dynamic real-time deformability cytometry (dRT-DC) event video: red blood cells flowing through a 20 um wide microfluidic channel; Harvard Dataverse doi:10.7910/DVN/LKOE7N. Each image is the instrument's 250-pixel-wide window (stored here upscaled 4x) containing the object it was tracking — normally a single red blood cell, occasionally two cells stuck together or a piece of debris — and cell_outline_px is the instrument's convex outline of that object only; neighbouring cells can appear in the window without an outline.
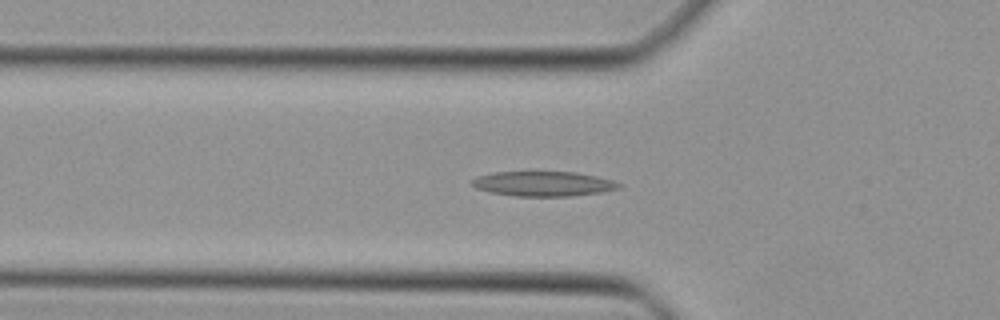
{"species": "Egyptian fruit bat (a non-hibernating species)", "species_latin": "Rousettus aegyptiacus", "temperature_condition": "cold", "stored_images_in_passage": 38, "segment_of_instrument_passage": [1, 2], "camera_frame_rate_fps": 3000, "um_per_image_px": 0.085, "animal": {"sex": "female"}, "frame": {"image": 1, "passage_image": 10, "time_ms": 3.0, "image_size_px": [1000, 320], "cell_outline_px": [[620, 188], [600, 192], [568, 196], [516, 196], [492, 192], [476, 188], [472, 184], [472, 180], [476, 176], [496, 172], [576, 172], [596, 176], [612, 180], [620, 184]], "centroid_in_image_um": [46.17, 15.61], "position_along_channel_um": 79.6, "area_um2": 20.98}}
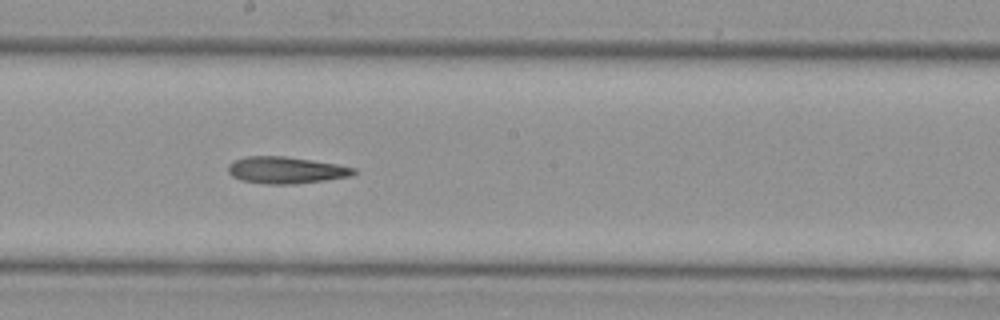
{"frame": {"image": 2, "passage_image": 20, "time_ms": 6.333, "image_size_px": [1000, 320], "cell_outline_px": [[356, 172], [352, 176], [296, 184], [268, 184], [240, 180], [232, 176], [228, 172], [228, 164], [244, 156], [284, 156], [312, 160], [336, 164], [356, 168]], "centroid_in_image_um": [24.3, 14.46], "position_along_channel_um": 223.9, "area_um2": 19.59}}
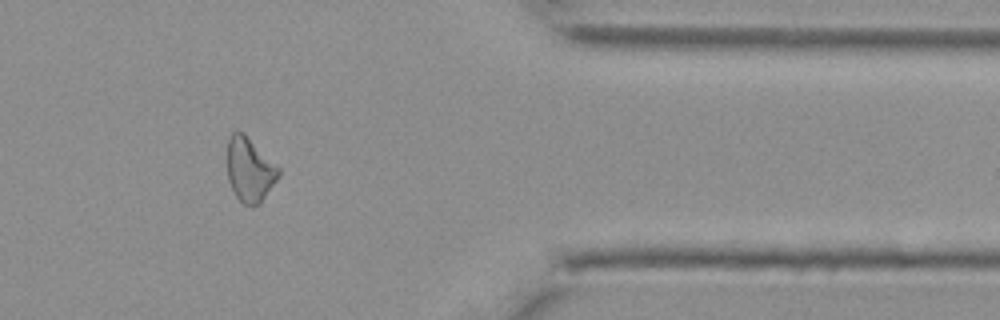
{"frame": {"image": 3, "passage_image": 33, "time_ms": 10.667, "image_size_px": [1000, 320], "cell_outline_px": [[280, 176], [260, 204], [252, 208], [244, 204], [236, 196], [228, 180], [228, 140], [232, 132], [244, 132], [280, 168]], "centroid_in_image_um": [21.25, 14.45], "position_along_channel_um": 390.2, "area_um2": 19.31}}